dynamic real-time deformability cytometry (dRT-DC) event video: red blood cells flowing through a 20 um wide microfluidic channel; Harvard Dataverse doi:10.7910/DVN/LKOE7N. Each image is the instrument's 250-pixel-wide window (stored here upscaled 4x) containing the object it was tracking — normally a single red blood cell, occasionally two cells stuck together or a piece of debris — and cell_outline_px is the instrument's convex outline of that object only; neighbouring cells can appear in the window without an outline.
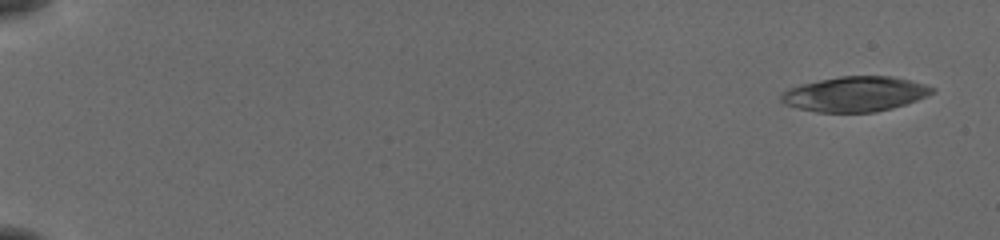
{"species": "common noctule bat (a hibernating species)", "species_latin": "Nyctalus noctula", "temperature_condition": "cold", "stored_images_in_passage": 22, "camera_frame_rate_fps": 3000, "um_per_image_px": 0.085, "animal": {"sex": "female", "body_mass_g": 19.5, "forearm_length_mm": 54.1}, "frame": {"image": 1, "passage_image": 1, "time_ms": 0.0, "image_size_px": [1000, 240], "cell_outline_px": [[936, 92], [916, 100], [904, 104], [872, 112], [820, 112], [800, 108], [788, 104], [780, 100], [780, 96], [784, 92], [792, 88], [804, 84], [820, 80], [840, 76], [888, 76], [908, 80], [924, 84], [932, 88]], "centroid_in_image_um": [72.7, 7.99], "position_along_channel_um": 12.3, "area_um2": 29.94}}